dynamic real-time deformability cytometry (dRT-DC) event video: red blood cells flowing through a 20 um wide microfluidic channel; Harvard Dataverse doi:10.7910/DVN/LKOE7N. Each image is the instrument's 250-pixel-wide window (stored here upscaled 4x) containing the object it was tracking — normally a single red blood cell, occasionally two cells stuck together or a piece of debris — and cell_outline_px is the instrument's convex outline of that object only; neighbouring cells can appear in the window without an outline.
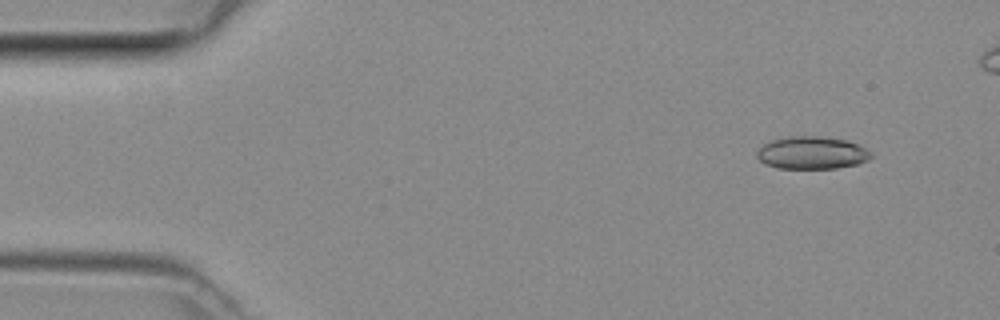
{"species": "common noctule bat (a hibernating species)", "species_latin": "Nyctalus noctula", "temperature_condition": "room temperature", "stored_images_in_passage": 5, "camera_frame_rate_fps": 3000, "um_per_image_px": 0.085, "animal": {"sex": "female", "body_mass_g": 29.2, "forearm_length_mm": 56.3}, "frame": {"image": 1, "passage_image": 1, "time_ms": 0.0, "image_size_px": [1000, 320], "cell_outline_px": [[872, 156], [868, 160], [856, 164], [836, 168], [776, 168], [764, 164], [756, 156], [756, 152], [764, 144], [772, 140], [792, 136], [820, 136], [844, 140], [856, 144], [872, 152]], "centroid_in_image_um": [68.99, 12.99], "position_along_channel_um": 16.0, "area_um2": 21.5}}
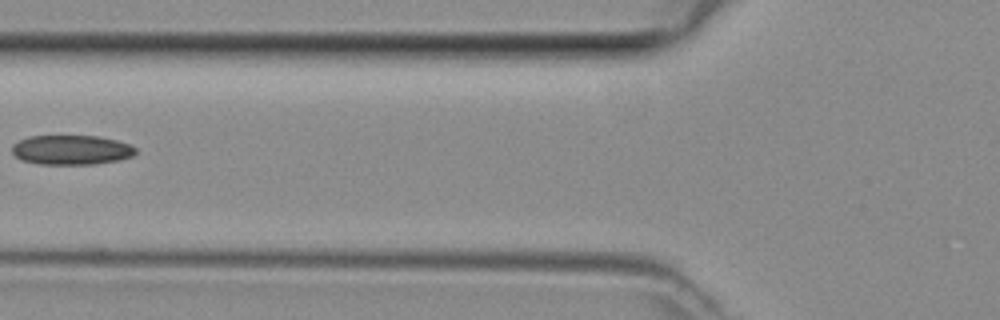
{"frame": {"image": 2, "passage_image": 5, "time_ms": 1.333, "image_size_px": [1000, 320], "cell_outline_px": [[136, 152], [132, 156], [116, 160], [92, 164], [40, 164], [20, 160], [12, 152], [12, 144], [28, 136], [100, 136], [132, 144], [136, 148]], "centroid_in_image_um": [6.06, 12.73], "position_along_channel_um": 119.7, "area_um2": 21.33}}